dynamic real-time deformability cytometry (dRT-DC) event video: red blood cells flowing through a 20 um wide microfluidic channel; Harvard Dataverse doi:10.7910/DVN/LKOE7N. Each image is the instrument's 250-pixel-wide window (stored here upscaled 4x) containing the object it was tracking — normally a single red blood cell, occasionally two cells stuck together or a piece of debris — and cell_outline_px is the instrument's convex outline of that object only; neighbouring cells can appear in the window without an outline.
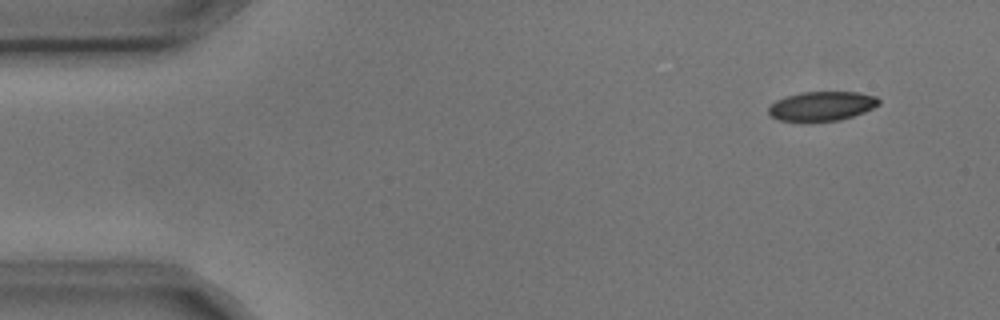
{"species": "common noctule bat (a hibernating species)", "species_latin": "Nyctalus noctula", "temperature_condition": "cold", "stored_images_in_passage": 4, "camera_frame_rate_fps": 3000, "um_per_image_px": 0.085, "animal": {"sex": "male", "body_mass_g": 17.9, "forearm_length_mm": 54.2}, "frame": {"image": 1, "passage_image": 1, "time_ms": 0.0, "image_size_px": [1000, 320], "cell_outline_px": [[880, 104], [864, 112], [840, 120], [808, 124], [780, 120], [772, 116], [768, 112], [768, 108], [776, 100], [800, 92], [856, 92], [876, 96], [880, 100]], "centroid_in_image_um": [69.84, 9.05], "position_along_channel_um": 15.2, "area_um2": 19.31}}
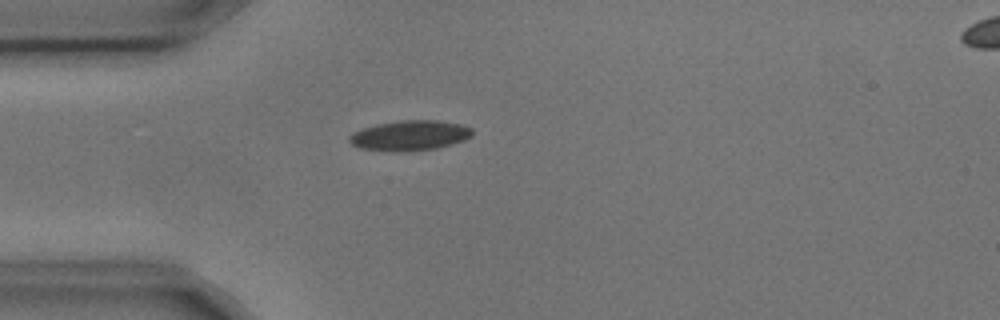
{"frame": {"image": 2, "passage_image": 4, "time_ms": 1.0, "image_size_px": [1000, 320], "cell_outline_px": [[472, 136], [464, 140], [452, 144], [436, 148], [400, 152], [396, 152], [360, 148], [352, 144], [348, 140], [348, 136], [352, 132], [360, 128], [376, 124], [400, 120], [436, 120], [460, 124], [472, 128]], "centroid_in_image_um": [34.79, 11.51], "position_along_channel_um": 50.2, "area_um2": 21.73}}